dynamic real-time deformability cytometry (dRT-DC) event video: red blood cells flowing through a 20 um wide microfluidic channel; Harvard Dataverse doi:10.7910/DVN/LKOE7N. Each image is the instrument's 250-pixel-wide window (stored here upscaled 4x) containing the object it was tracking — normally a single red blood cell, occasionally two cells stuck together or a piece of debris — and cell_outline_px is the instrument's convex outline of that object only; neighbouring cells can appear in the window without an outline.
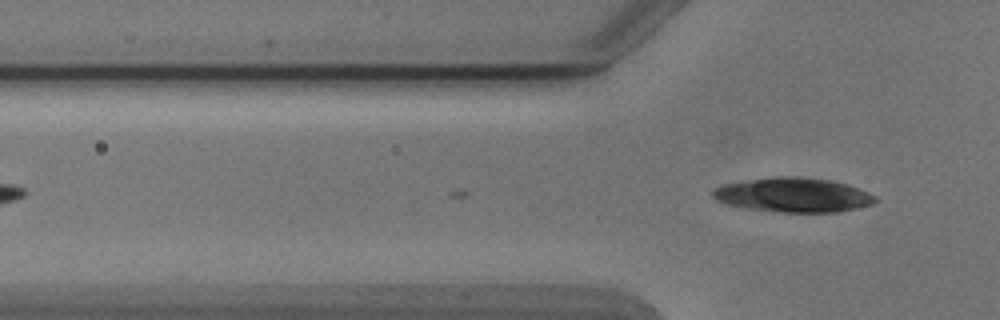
{"species": "Egyptian fruit bat (a non-hibernating species)", "species_latin": "Rousettus aegyptiacus", "temperature_condition": "cold", "stored_images_in_passage": 16, "camera_frame_rate_fps": 3000, "um_per_image_px": 0.085, "animal": {"sex": "male"}, "frame": {"image": 1, "passage_image": 16, "time_ms": 5.0, "image_size_px": [1000, 320], "cell_outline_px": [[876, 200], [872, 204], [856, 208], [836, 212], [780, 212], [744, 208], [728, 204], [716, 200], [712, 196], [712, 188], [724, 184], [776, 176], [796, 176], [828, 180], [844, 184], [868, 192], [876, 196]], "centroid_in_image_um": [67.38, 16.58], "position_along_channel_um": 58.4, "area_um2": 32.25}}